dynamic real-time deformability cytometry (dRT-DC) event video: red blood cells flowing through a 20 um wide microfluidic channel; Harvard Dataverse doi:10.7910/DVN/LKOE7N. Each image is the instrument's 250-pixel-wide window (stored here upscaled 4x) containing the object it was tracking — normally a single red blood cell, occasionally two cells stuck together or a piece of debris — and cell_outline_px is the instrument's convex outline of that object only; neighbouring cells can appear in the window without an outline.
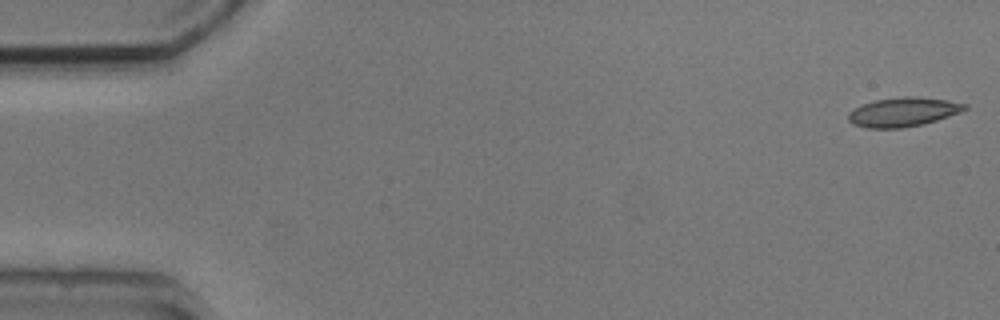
{"species": "common noctule bat (a hibernating species)", "species_latin": "Nyctalus noctula", "temperature_condition": "cold", "stored_images_in_passage": 5, "camera_frame_rate_fps": 3000, "um_per_image_px": 0.085, "animal": {"sex": "male", "body_mass_g": 20.5, "forearm_length_mm": 52.5}, "frame": {"image": 1, "passage_image": 1, "time_ms": 0.0, "image_size_px": [1000, 320], "cell_outline_px": [[968, 108], [960, 112], [936, 120], [920, 124], [900, 128], [868, 128], [852, 124], [848, 120], [848, 112], [864, 104], [876, 100], [904, 96], [916, 96], [948, 100], [968, 104]], "centroid_in_image_um": [76.77, 9.51], "position_along_channel_um": 8.2, "area_um2": 19.59}}
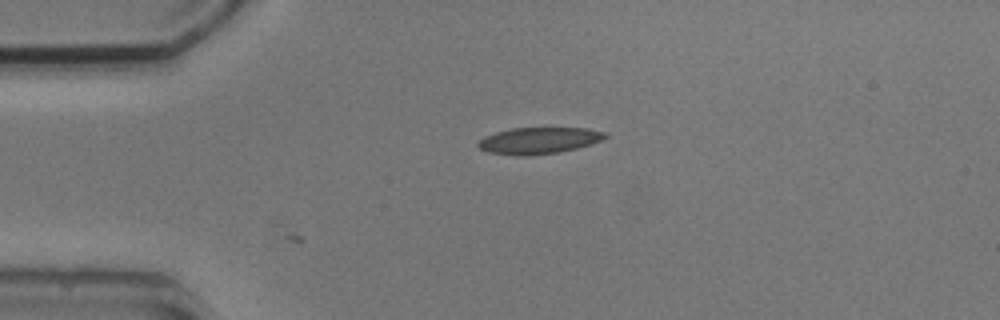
{"frame": {"image": 2, "passage_image": 4, "time_ms": 3.667, "image_size_px": [1000, 320], "cell_outline_px": [[608, 136], [600, 140], [576, 148], [560, 152], [532, 156], [516, 156], [488, 152], [480, 148], [476, 144], [484, 136], [496, 132], [512, 128], [588, 128], [608, 132]], "centroid_in_image_um": [45.79, 11.95], "position_along_channel_um": 39.2, "area_um2": 19.71}}